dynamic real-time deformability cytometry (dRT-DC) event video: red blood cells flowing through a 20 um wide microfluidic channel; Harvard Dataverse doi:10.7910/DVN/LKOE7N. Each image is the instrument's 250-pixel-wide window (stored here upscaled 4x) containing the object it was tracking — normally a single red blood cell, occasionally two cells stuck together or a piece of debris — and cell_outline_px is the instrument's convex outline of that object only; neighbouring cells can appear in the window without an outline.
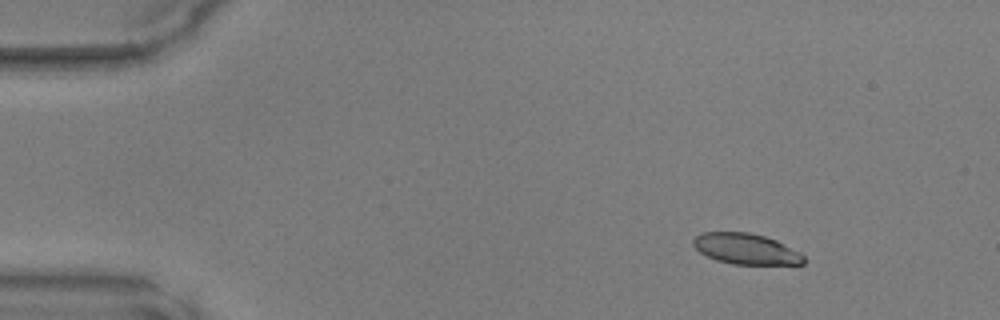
{"species": "common noctule bat (a hibernating species)", "species_latin": "Nyctalus noctula", "temperature_condition": "warm", "stored_images_in_passage": 50, "camera_frame_rate_fps": 3000, "um_per_image_px": 0.085, "animal": {"sex": "male", "body_mass_g": 17.9, "forearm_length_mm": 54.2}, "frame": {"image": 1, "passage_image": 6, "time_ms": 1.667, "image_size_px": [1000, 320], "cell_outline_px": [[804, 264], [732, 264], [716, 260], [700, 252], [692, 244], [692, 240], [700, 232], [748, 232], [764, 236], [776, 240], [800, 252], [804, 256]], "centroid_in_image_um": [63.39, 21.15], "position_along_channel_um": 21.6, "area_um2": 19.77}}
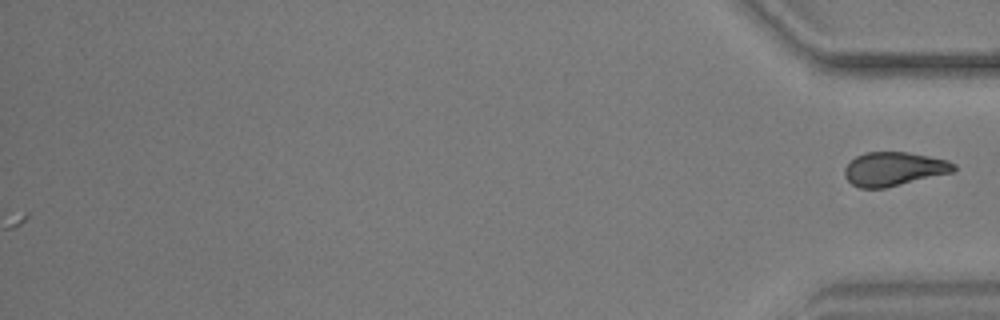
{"frame": {"image": 2, "passage_image": 50, "time_ms": 16.333, "image_size_px": [1000, 320], "cell_outline_px": [[956, 172], [884, 188], [860, 188], [852, 184], [844, 176], [844, 168], [848, 160], [864, 152], [908, 152], [948, 160], [956, 164]], "centroid_in_image_um": [75.98, 14.35], "position_along_channel_um": 359.2, "area_um2": 21.85}}